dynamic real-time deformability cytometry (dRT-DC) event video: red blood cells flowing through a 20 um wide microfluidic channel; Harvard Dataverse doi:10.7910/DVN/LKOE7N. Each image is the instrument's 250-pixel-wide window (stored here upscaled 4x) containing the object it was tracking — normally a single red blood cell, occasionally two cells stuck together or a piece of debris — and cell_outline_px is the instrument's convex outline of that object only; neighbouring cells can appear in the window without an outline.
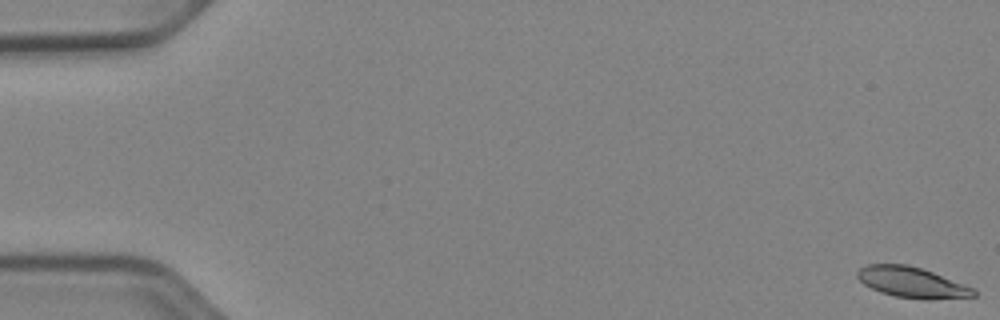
{"species": "Egyptian fruit bat (a non-hibernating species)", "species_latin": "Rousettus aegyptiacus", "temperature_condition": "cold", "stored_images_in_passage": 11, "camera_frame_rate_fps": 3000, "um_per_image_px": 0.085, "animal": {"sex": "female"}, "frame": {"image": 1, "passage_image": 1, "time_ms": 0.0, "image_size_px": [1000, 320], "cell_outline_px": [[976, 296], [928, 300], [924, 300], [896, 296], [880, 292], [864, 284], [856, 276], [856, 272], [860, 268], [868, 264], [908, 264], [932, 272], [976, 288]], "centroid_in_image_um": [77.53, 24.0], "position_along_channel_um": 7.5, "area_um2": 20.81}}